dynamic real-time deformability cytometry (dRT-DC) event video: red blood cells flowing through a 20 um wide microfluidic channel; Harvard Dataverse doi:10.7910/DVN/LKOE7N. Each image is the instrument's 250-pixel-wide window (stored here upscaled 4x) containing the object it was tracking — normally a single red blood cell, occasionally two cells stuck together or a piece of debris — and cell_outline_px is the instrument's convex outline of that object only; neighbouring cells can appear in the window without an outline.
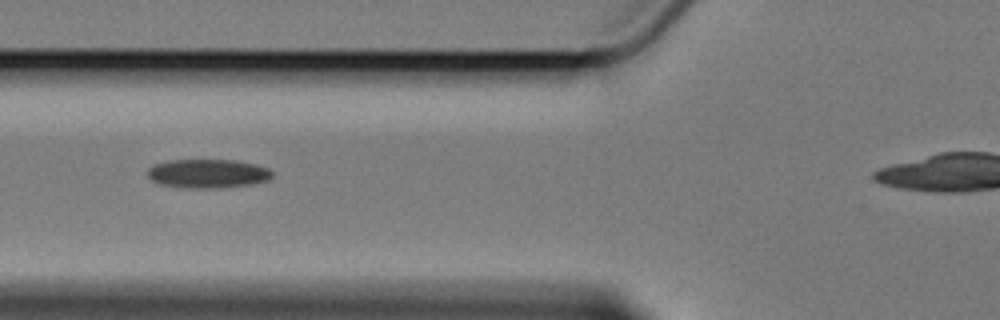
{"species": "Egyptian fruit bat (a non-hibernating species)", "species_latin": "Rousettus aegyptiacus", "temperature_condition": "cold", "stored_images_in_passage": 11, "camera_frame_rate_fps": 3000, "um_per_image_px": 0.085, "animal": {"sex": "female"}, "frame": {"image": 1, "passage_image": 3, "time_ms": 2.333, "image_size_px": [1000, 320], "cell_outline_px": [[272, 176], [268, 180], [252, 184], [220, 188], [184, 188], [160, 184], [152, 180], [148, 176], [148, 168], [152, 164], [168, 160], [236, 160], [256, 164], [268, 168], [272, 172]], "centroid_in_image_um": [17.65, 14.75], "position_along_channel_um": 108.2, "area_um2": 21.15}}
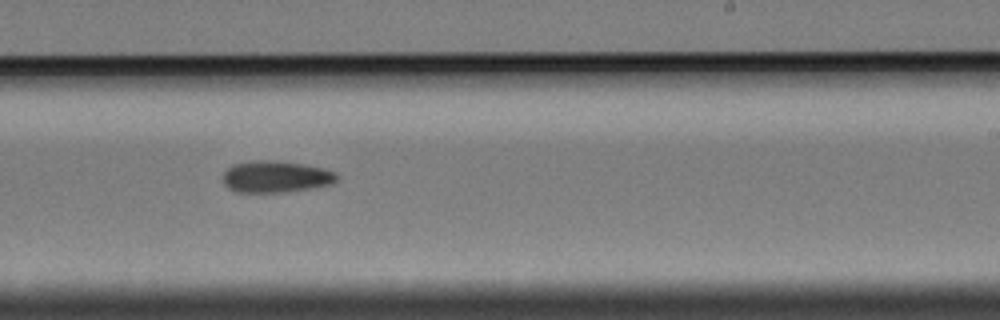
{"frame": {"image": 2, "passage_image": 7, "time_ms": 7.0, "image_size_px": [1000, 320], "cell_outline_px": [[340, 180], [332, 184], [284, 192], [236, 192], [228, 188], [224, 184], [224, 172], [232, 164], [248, 160], [268, 160], [304, 164], [336, 172]], "centroid_in_image_um": [23.43, 15.01], "position_along_channel_um": 265.6, "area_um2": 21.04}}
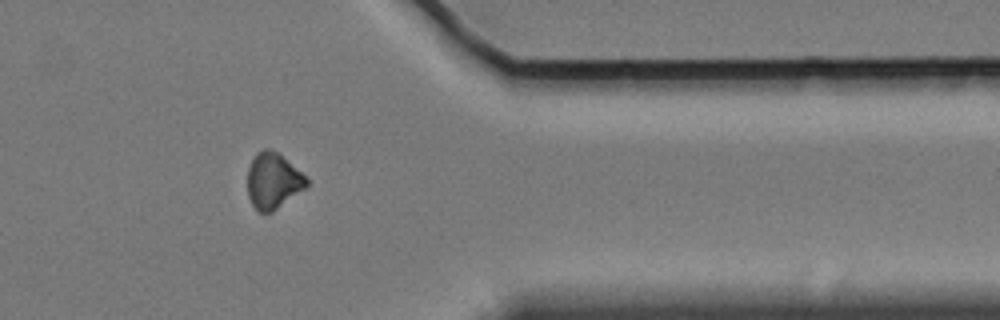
{"frame": {"image": 3, "passage_image": 10, "time_ms": 11.0, "image_size_px": [1000, 320], "cell_outline_px": [[308, 188], [272, 212], [260, 212], [252, 204], [248, 196], [248, 168], [256, 152], [264, 148], [268, 148], [276, 152], [300, 172], [308, 180]], "centroid_in_image_um": [23.21, 15.39], "position_along_channel_um": 388.2, "area_um2": 19.07}, "authors_computed_cell_mechanics": {"area_um2": 21.0392, "velocity_mm_per_s": 3.3741, "shape_relaxation_time_tau1_ms": 4.6202, "shape_relaxation_time_tau2_ms": null, "deformation_change_tau1": 0.0728, "deformation_change_tau2": null}}